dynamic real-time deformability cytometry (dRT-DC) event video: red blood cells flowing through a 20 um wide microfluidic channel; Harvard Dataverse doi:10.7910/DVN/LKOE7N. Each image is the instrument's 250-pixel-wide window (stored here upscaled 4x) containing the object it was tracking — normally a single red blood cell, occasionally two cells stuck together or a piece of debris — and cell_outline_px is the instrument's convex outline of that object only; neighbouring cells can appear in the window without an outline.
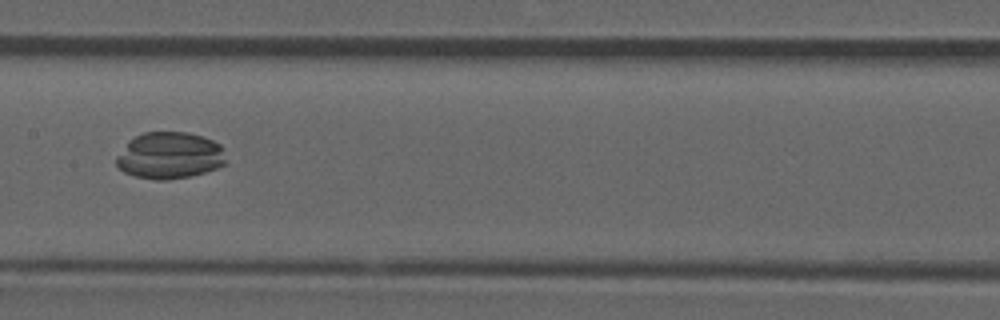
{"species": "common noctule bat (a hibernating species)", "species_latin": "Nyctalus noctula", "temperature_condition": "room temperature", "stored_images_in_passage": 7, "camera_frame_rate_fps": 3000, "um_per_image_px": 0.085, "animal": {"sex": "male", "forearm_length_mm": 52.5}, "frame": {"image": 1, "passage_image": 7, "time_ms": 2.0, "image_size_px": [1000, 320], "cell_outline_px": [[228, 164], [204, 172], [188, 176], [164, 180], [156, 180], [136, 176], [124, 172], [116, 164], [116, 156], [128, 140], [144, 132], [188, 132], [204, 136], [220, 144]], "centroid_in_image_um": [14.42, 13.21], "position_along_channel_um": 193.0, "area_um2": 29.94}}